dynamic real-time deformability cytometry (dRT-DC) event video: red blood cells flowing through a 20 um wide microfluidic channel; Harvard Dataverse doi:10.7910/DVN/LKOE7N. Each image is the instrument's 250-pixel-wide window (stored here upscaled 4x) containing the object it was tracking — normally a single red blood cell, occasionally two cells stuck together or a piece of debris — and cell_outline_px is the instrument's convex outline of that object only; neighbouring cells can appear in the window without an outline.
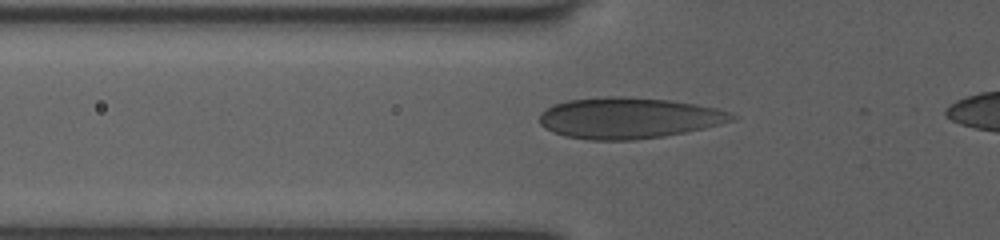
{"species": "human", "species_latin": "Homo sapiens", "temperature_condition": "room temperature", "stored_images_in_passage": 19, "camera_frame_rate_fps": 3000, "um_per_image_px": 0.085, "donor": {"sex": "female"}, "frame": {"image": 1, "passage_image": 5, "time_ms": 2.0, "image_size_px": [1000, 240], "cell_outline_px": [[740, 116], [732, 120], [720, 124], [704, 128], [664, 136], [636, 140], [588, 140], [564, 136], [552, 132], [544, 128], [540, 124], [540, 112], [556, 104], [568, 100], [608, 96], [624, 96], [668, 100], [696, 104], [716, 108]], "centroid_in_image_um": [53.42, 10.03], "position_along_channel_um": 72.4, "area_um2": 46.01}}
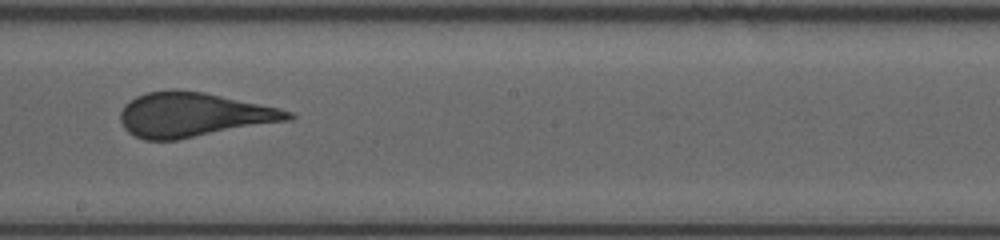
{"frame": {"image": 2, "passage_image": 12, "time_ms": 6.0, "image_size_px": [1000, 240], "cell_outline_px": [[296, 116], [292, 120], [176, 140], [144, 140], [128, 132], [124, 128], [120, 120], [120, 112], [124, 104], [128, 100], [136, 96], [148, 92], [172, 88], [176, 88], [204, 92], [280, 108], [292, 112]], "centroid_in_image_um": [16.43, 9.74], "position_along_channel_um": 231.8, "area_um2": 43.81}}
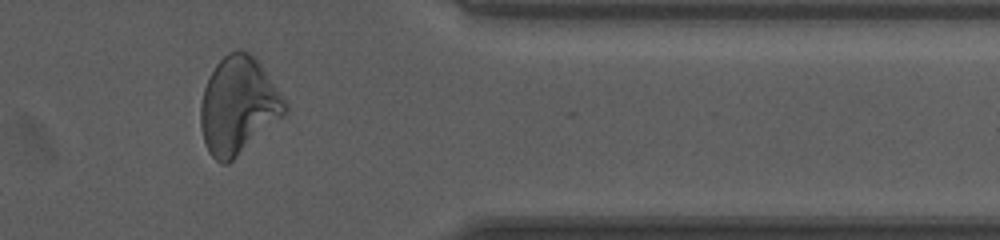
{"frame": {"image": 3, "passage_image": 17, "time_ms": 10.333, "image_size_px": [1000, 240], "cell_outline_px": [[288, 112], [284, 116], [228, 164], [220, 164], [208, 152], [200, 128], [200, 104], [204, 88], [216, 64], [228, 52], [248, 52], [260, 64], [288, 104]], "centroid_in_image_um": [20.25, 9.02], "position_along_channel_um": 391.2, "area_um2": 47.28}, "authors_computed_cell_mechanics": {"area_um2": 43.9858, "velocity_mm_per_s": 3.9835, "shape_relaxation_time_tau1_ms": 8.1246, "shape_relaxation_time_tau2_ms": null, "deformation_change_tau1": 0.1739, "deformation_change_tau2": null}}